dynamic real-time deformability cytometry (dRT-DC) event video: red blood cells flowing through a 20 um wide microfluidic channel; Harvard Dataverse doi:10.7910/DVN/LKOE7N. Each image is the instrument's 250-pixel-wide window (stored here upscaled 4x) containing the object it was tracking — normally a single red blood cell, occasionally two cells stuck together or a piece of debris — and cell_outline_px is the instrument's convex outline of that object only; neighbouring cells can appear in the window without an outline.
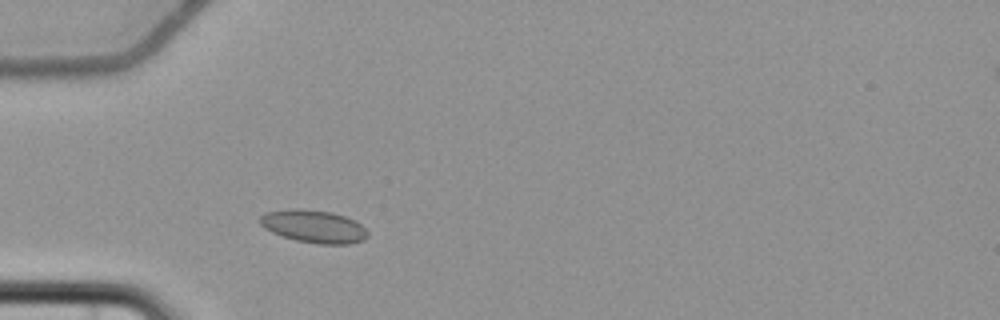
{"species": "common noctule bat (a hibernating species)", "species_latin": "Nyctalus noctula", "temperature_condition": "cold", "stored_images_in_passage": 1, "camera_frame_rate_fps": 3000, "um_per_image_px": 0.085, "animal": {"sex": "female", "body_mass_g": 22.7, "forearm_length_mm": 54.2}, "frame": {"image": 1, "passage_image": 1, "time_ms": 0.0, "image_size_px": [1000, 320], "cell_outline_px": [[368, 236], [364, 240], [348, 244], [320, 244], [296, 240], [272, 232], [264, 228], [260, 224], [260, 216], [264, 212], [288, 208], [300, 208], [332, 212], [356, 220], [368, 232]], "centroid_in_image_um": [26.66, 19.23], "position_along_channel_um": 58.3, "area_um2": 20.69}}